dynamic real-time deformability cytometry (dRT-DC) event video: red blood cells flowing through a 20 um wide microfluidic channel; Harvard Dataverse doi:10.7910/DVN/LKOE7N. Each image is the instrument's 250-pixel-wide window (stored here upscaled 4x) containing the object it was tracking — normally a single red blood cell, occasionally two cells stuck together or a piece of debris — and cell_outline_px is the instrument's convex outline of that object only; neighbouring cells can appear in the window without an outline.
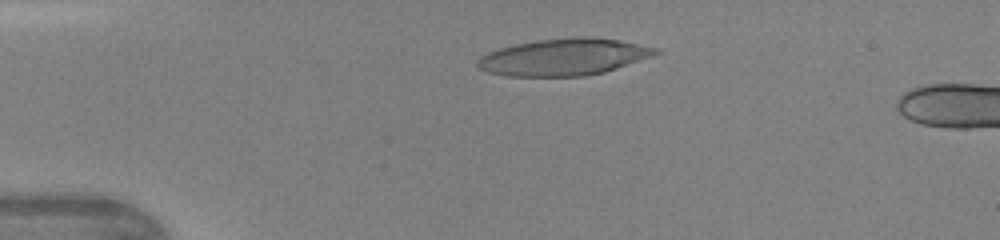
{"species": "human", "species_latin": "Homo sapiens", "temperature_condition": "warm", "stored_images_in_passage": 46, "camera_frame_rate_fps": 3000, "um_per_image_px": 0.085, "donor": {"sex": "female"}, "frame": {"image": 1, "passage_image": 10, "time_ms": 3.0, "image_size_px": [1000, 240], "cell_outline_px": [[664, 52], [604, 72], [584, 76], [508, 76], [488, 72], [476, 68], [476, 60], [480, 56], [488, 52], [500, 48], [516, 44], [540, 40], [584, 36], [616, 40], [660, 48]], "centroid_in_image_um": [47.91, 4.85], "position_along_channel_um": 37.1, "area_um2": 38.03}}
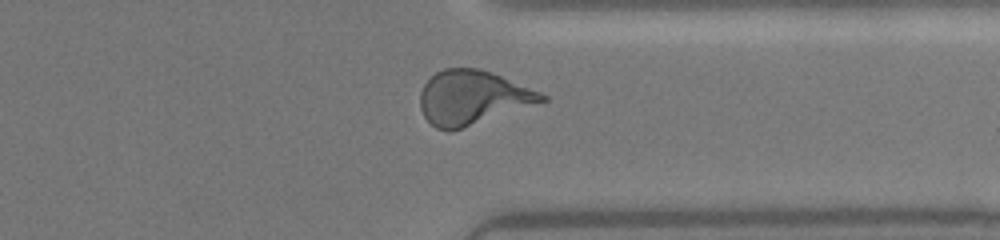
{"frame": {"image": 2, "passage_image": 36, "time_ms": 11.667, "image_size_px": [1000, 240], "cell_outline_px": [[548, 100], [448, 132], [436, 128], [424, 116], [420, 108], [420, 92], [424, 84], [436, 72], [444, 68], [480, 68], [492, 72], [540, 92], [548, 96]], "centroid_in_image_um": [40.14, 8.28], "position_along_channel_um": 371.3, "area_um2": 37.92}}
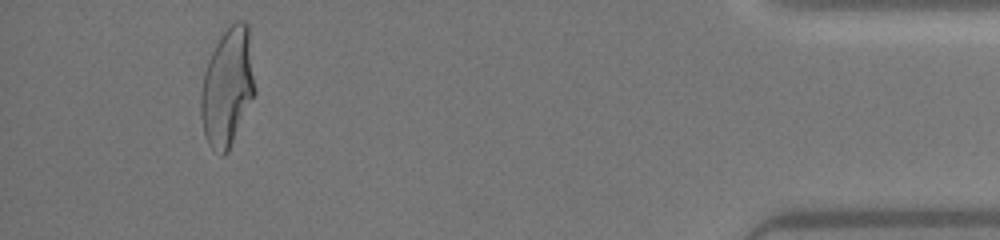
{"frame": {"image": 3, "passage_image": 43, "time_ms": 14.0, "image_size_px": [1000, 240], "cell_outline_px": [[256, 92], [228, 152], [224, 156], [220, 156], [208, 144], [204, 136], [200, 116], [200, 92], [204, 72], [208, 60], [220, 36], [236, 20], [244, 20], [248, 24], [256, 88]], "centroid_in_image_um": [19.33, 7.43], "position_along_channel_um": 415.9, "area_um2": 37.63}, "authors_computed_cell_mechanics": {"area_um2": 37.0787, "velocity_mm_per_s": 4.3542, "shape_relaxation_time_tau1_ms": 6.0748, "shape_relaxation_time_tau2_ms": 0.8475, "deformation_change_tau1": 0.265, "deformation_change_tau2": 0.1062}}